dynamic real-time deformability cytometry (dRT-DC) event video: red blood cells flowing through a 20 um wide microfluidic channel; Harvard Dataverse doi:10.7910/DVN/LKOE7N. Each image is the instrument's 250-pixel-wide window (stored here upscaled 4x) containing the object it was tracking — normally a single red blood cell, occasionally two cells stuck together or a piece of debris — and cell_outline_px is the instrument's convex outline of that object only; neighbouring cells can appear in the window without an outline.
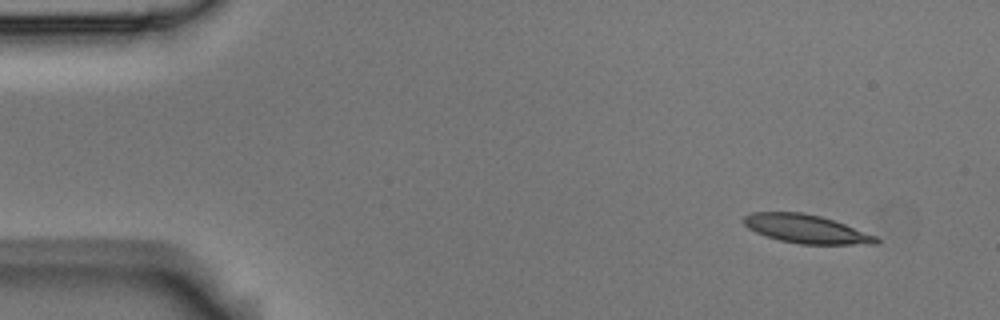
{"species": "Egyptian fruit bat (a non-hibernating species)", "species_latin": "Rousettus aegyptiacus", "temperature_condition": "room temperature", "stored_images_in_passage": 7, "camera_frame_rate_fps": 3000, "um_per_image_px": 0.085, "animal": {"sex": "male"}, "frame": {"image": 1, "passage_image": 1, "time_ms": 0.0, "image_size_px": [1000, 320], "cell_outline_px": [[880, 240], [876, 244], [800, 244], [780, 240], [756, 232], [748, 228], [744, 224], [744, 216], [752, 212], [804, 212], [820, 216], [844, 224], [876, 236]], "centroid_in_image_um": [68.51, 19.45], "position_along_channel_um": 16.5, "area_um2": 21.73}}
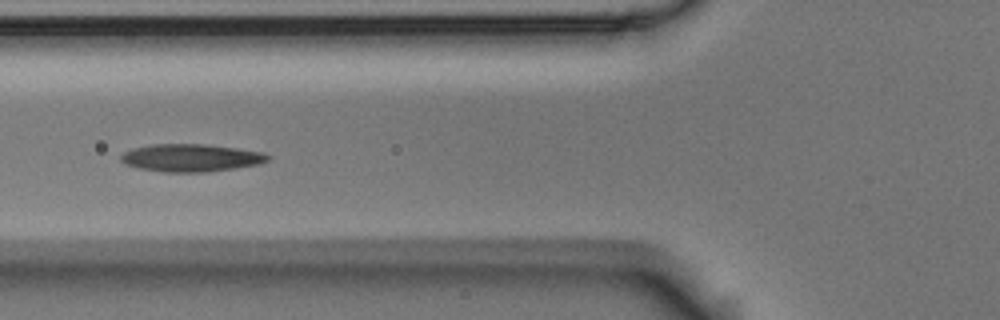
{"frame": {"image": 2, "passage_image": 5, "time_ms": 1.333, "image_size_px": [1000, 320], "cell_outline_px": [[272, 156], [268, 160], [260, 164], [236, 168], [208, 172], [164, 172], [140, 168], [124, 164], [120, 160], [120, 156], [124, 152], [132, 148], [152, 144], [204, 144], [236, 148], [264, 152]], "centroid_in_image_um": [16.25, 13.41], "position_along_channel_um": 109.6, "area_um2": 23.81}}
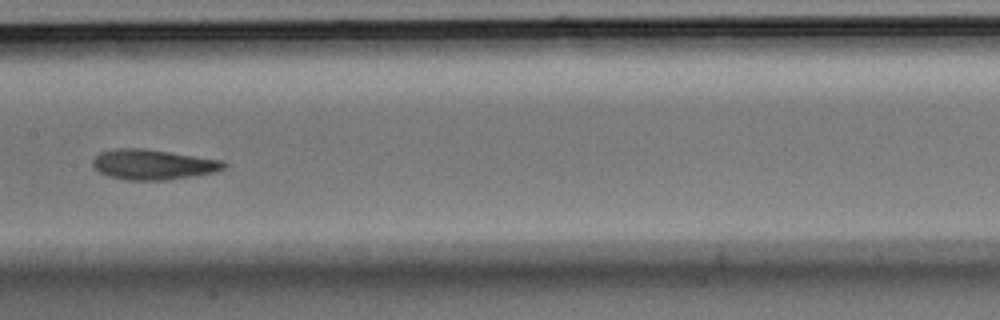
{"frame": {"image": 3, "passage_image": 7, "time_ms": 2.0, "image_size_px": [1000, 320], "cell_outline_px": [[228, 164], [224, 168], [216, 172], [192, 176], [164, 180], [124, 180], [108, 176], [92, 168], [92, 160], [100, 152], [116, 148], [140, 148], [224, 160]], "centroid_in_image_um": [12.99, 13.99], "position_along_channel_um": 194.4, "area_um2": 23.12}}